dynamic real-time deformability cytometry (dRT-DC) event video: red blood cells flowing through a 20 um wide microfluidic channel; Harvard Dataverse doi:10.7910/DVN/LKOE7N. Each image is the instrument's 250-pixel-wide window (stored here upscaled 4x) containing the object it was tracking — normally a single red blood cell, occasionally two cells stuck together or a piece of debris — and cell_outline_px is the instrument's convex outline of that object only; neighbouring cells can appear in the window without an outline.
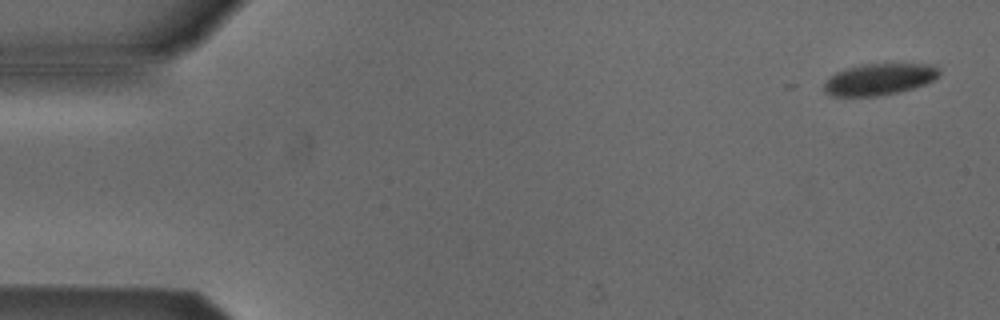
{"species": "Egyptian fruit bat (a non-hibernating species)", "species_latin": "Rousettus aegyptiacus", "temperature_condition": "cold", "stored_images_in_passage": 7, "camera_frame_rate_fps": 3000, "um_per_image_px": 0.085, "animal": {"sex": "male"}, "frame": {"image": 1, "passage_image": 1, "time_ms": 0.0, "image_size_px": [1000, 320], "cell_outline_px": [[940, 72], [932, 80], [924, 84], [912, 88], [896, 92], [876, 96], [832, 96], [824, 92], [824, 84], [836, 72], [844, 68], [864, 64], [932, 64], [940, 68]], "centroid_in_image_um": [74.72, 6.73], "position_along_channel_um": 10.3, "area_um2": 20.92}}
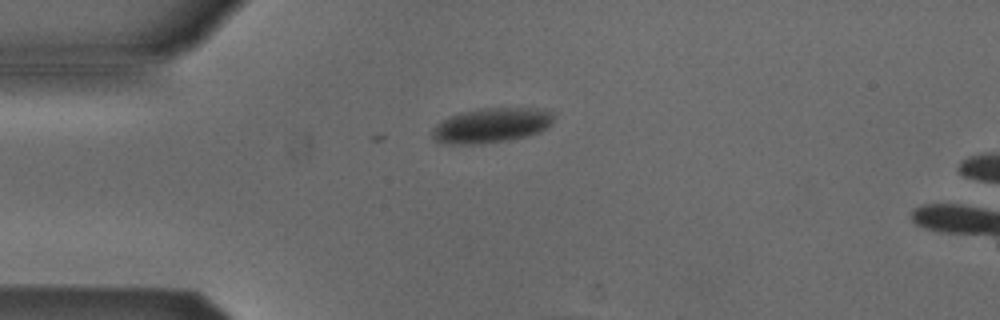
{"frame": {"image": 2, "passage_image": 4, "time_ms": 3.667, "image_size_px": [1000, 320], "cell_outline_px": [[556, 112], [552, 124], [548, 128], [540, 132], [528, 136], [508, 140], [484, 144], [444, 144], [432, 140], [432, 128], [436, 124], [452, 116], [464, 112], [480, 108], [544, 108]], "centroid_in_image_um": [41.83, 10.66], "position_along_channel_um": 43.2, "area_um2": 25.09}}
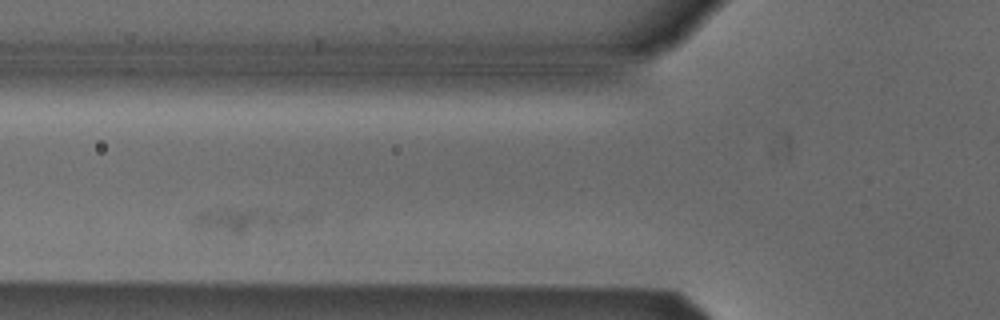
{"frame": {"image": 3, "passage_image": 7, "time_ms": 7.333, "image_size_px": [1000, 320], "cell_outline_px": [[312, 224], [240, 236], [236, 236], [200, 228], [188, 224], [192, 216], [196, 212], [212, 208], [256, 208], [308, 212], [312, 216]], "centroid_in_image_um": [21.11, 18.72], "position_along_channel_um": 104.7, "area_um2": 18.38}}